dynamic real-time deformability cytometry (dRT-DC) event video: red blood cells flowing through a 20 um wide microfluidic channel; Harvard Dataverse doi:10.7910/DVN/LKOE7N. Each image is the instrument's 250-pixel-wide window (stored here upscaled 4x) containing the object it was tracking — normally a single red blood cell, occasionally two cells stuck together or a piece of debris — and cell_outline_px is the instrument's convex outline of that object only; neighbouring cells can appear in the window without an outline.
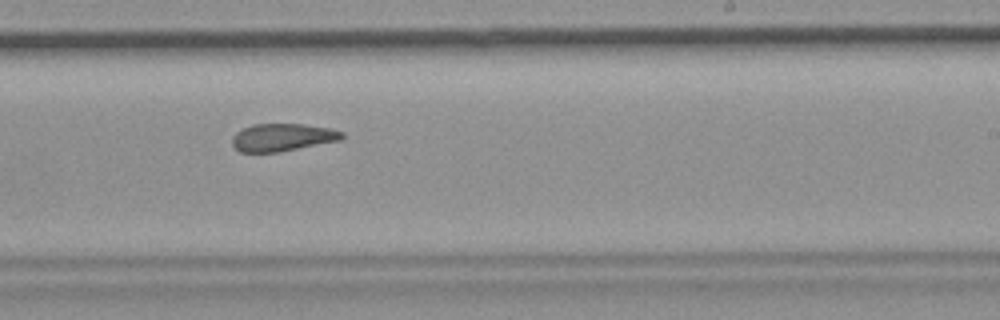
{"species": "common noctule bat (a hibernating species)", "species_latin": "Nyctalus noctula", "temperature_condition": "room temperature", "stored_images_in_passage": 50, "camera_frame_rate_fps": 3000, "um_per_image_px": 0.085, "animal": {"sex": "female", "body_mass_g": 19.9}, "frame": {"image": 1, "passage_image": 29, "time_ms": 9.333, "image_size_px": [1000, 320], "cell_outline_px": [[344, 136], [340, 140], [280, 152], [240, 152], [232, 144], [232, 136], [236, 132], [252, 124], [304, 124], [332, 128], [344, 132]], "centroid_in_image_um": [24.02, 11.67], "position_along_channel_um": 265.0, "area_um2": 17.74}, "authors_computed_cell_mechanics": {"area_um2": 19.1607, "velocity_mm_per_s": 3.7121, "shape_relaxation_time_tau1_ms": null, "shape_relaxation_time_tau2_ms": 3.2885, "deformation_change_tau1": null, "deformation_change_tau2": 0.1081}}